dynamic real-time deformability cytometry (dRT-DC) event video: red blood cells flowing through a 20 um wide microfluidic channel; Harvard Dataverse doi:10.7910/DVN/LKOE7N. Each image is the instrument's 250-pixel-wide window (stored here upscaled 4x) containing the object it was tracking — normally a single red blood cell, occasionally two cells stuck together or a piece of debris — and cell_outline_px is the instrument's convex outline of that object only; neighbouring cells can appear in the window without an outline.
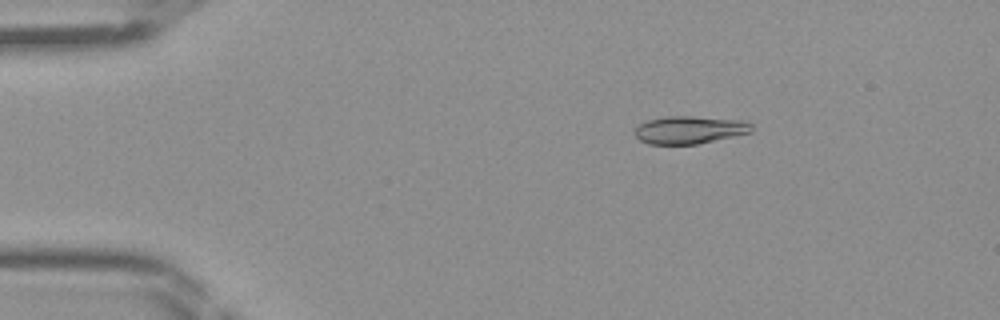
{"species": "Egyptian fruit bat (a non-hibernating species)", "species_latin": "Rousettus aegyptiacus", "temperature_condition": "room temperature", "stored_images_in_passage": 46, "camera_frame_rate_fps": 3000, "um_per_image_px": 0.085, "frame": {"image": 1, "passage_image": 8, "time_ms": 2.333, "image_size_px": [1000, 320], "cell_outline_px": [[752, 132], [696, 144], [648, 144], [640, 140], [636, 136], [636, 128], [640, 124], [648, 120], [668, 116], [692, 116], [748, 120], [752, 124]], "centroid_in_image_um": [58.66, 11.03], "position_along_channel_um": 26.3, "area_um2": 18.84}}
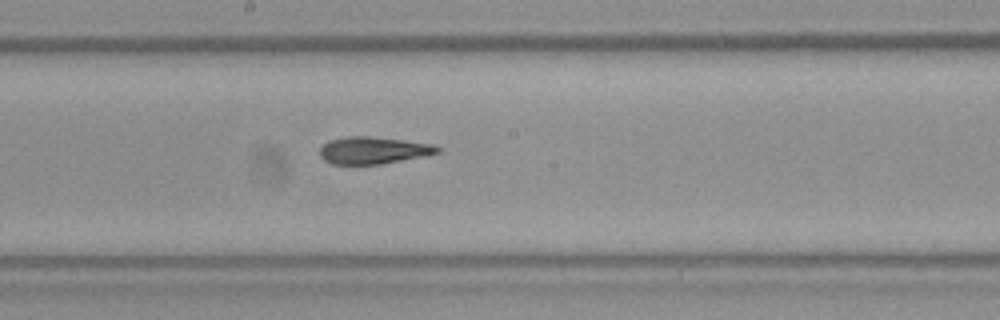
{"frame": {"image": 2, "passage_image": 25, "time_ms": 8.0, "image_size_px": [1000, 320], "cell_outline_px": [[440, 152], [428, 156], [380, 164], [332, 164], [324, 160], [320, 156], [320, 148], [328, 140], [348, 136], [368, 136], [404, 140], [436, 144], [440, 148]], "centroid_in_image_um": [31.77, 12.78], "position_along_channel_um": 216.4, "area_um2": 18.79}}
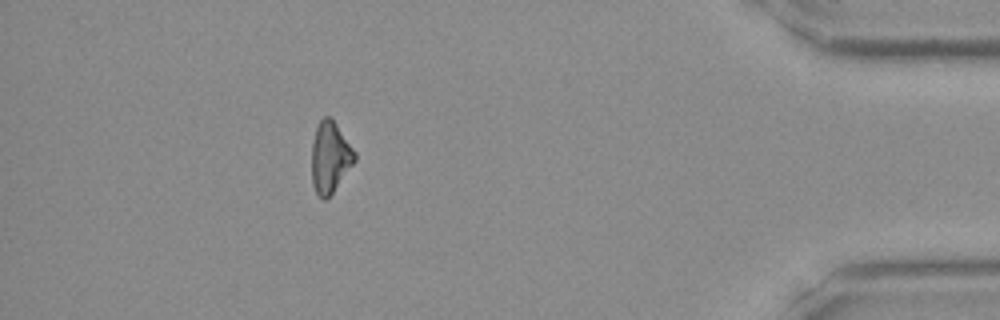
{"frame": {"image": 3, "passage_image": 41, "time_ms": 13.333, "image_size_px": [1000, 320], "cell_outline_px": [[356, 160], [332, 192], [324, 200], [316, 192], [312, 184], [312, 140], [316, 124], [324, 116], [328, 116], [336, 124], [356, 152]], "centroid_in_image_um": [28.04, 13.33], "position_along_channel_um": 407.2, "area_um2": 17.63}}